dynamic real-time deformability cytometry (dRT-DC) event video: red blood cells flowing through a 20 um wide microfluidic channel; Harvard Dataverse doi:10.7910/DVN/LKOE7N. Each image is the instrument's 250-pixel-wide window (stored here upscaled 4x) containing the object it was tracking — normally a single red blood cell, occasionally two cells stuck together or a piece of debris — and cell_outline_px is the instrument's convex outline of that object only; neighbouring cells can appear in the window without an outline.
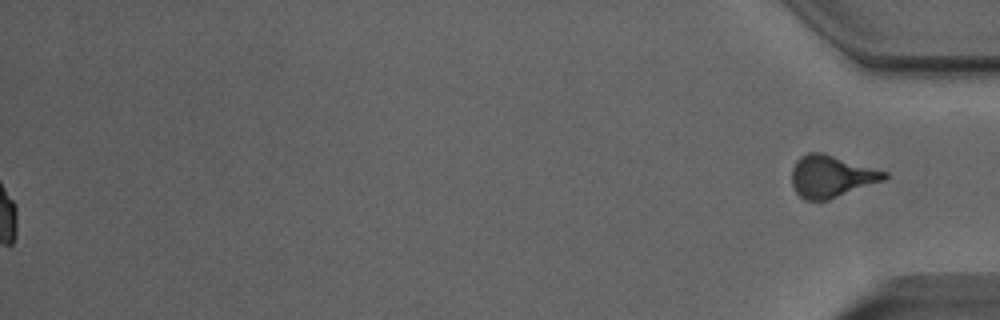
{"species": "Egyptian fruit bat (a non-hibernating species)", "species_latin": "Rousettus aegyptiacus", "temperature_condition": "room temperature", "stored_images_in_passage": 53, "segment_of_instrument_passage": [2, 2], "camera_frame_rate_fps": 3000, "um_per_image_px": 0.085, "animal": {"sex": "male"}, "frame": {"image": 1, "passage_image": 53, "time_ms": 17.333, "image_size_px": [1000, 320], "cell_outline_px": [[888, 176], [884, 180], [828, 200], [804, 200], [796, 192], [792, 184], [792, 168], [796, 160], [800, 156], [808, 152], [824, 152], [888, 172]], "centroid_in_image_um": [70.65, 14.97], "position_along_channel_um": 364.6, "area_um2": 22.77}}